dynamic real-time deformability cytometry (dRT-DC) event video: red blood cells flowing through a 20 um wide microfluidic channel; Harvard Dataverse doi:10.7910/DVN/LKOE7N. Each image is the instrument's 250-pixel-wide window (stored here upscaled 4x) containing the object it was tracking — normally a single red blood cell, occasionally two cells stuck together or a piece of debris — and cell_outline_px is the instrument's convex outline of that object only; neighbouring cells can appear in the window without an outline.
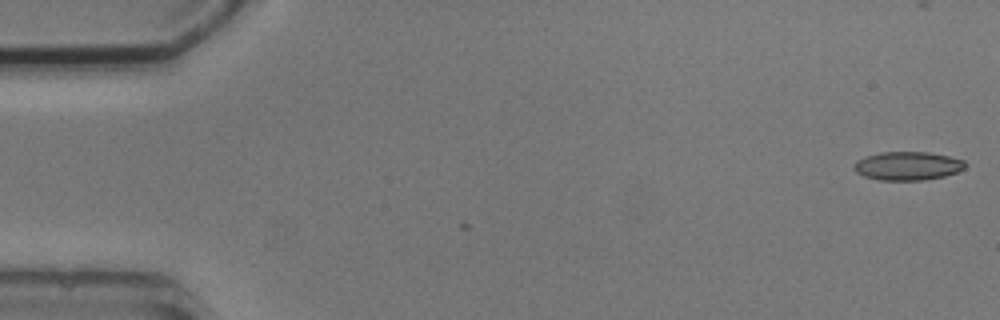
{"species": "common noctule bat (a hibernating species)", "species_latin": "Nyctalus noctula", "temperature_condition": "cold", "stored_images_in_passage": 2, "camera_frame_rate_fps": 3000, "um_per_image_px": 0.085, "animal": {"sex": "male", "body_mass_g": 20.5, "forearm_length_mm": 52.5}, "frame": {"image": 1, "passage_image": 1, "time_ms": 0.0, "image_size_px": [1000, 320], "cell_outline_px": [[968, 164], [964, 168], [956, 172], [944, 176], [924, 180], [876, 180], [864, 176], [856, 172], [852, 168], [852, 164], [856, 160], [864, 156], [880, 152], [928, 152], [948, 156], [964, 160]], "centroid_in_image_um": [77.1, 14.1], "position_along_channel_um": 7.9, "area_um2": 18.73}}